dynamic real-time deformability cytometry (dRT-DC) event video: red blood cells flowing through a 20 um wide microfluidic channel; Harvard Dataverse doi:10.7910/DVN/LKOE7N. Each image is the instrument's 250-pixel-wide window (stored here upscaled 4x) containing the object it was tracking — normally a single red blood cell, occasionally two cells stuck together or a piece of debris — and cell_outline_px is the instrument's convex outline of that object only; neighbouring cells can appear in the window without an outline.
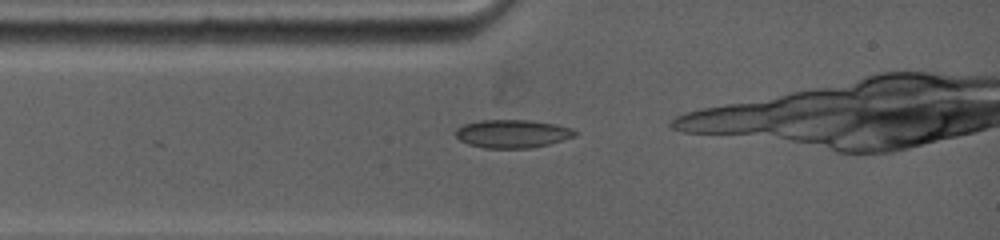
{"species": "common noctule bat (a hibernating species)", "species_latin": "Nyctalus noctula", "temperature_condition": "warm", "stored_images_in_passage": 3, "camera_frame_rate_fps": 5000, "um_per_image_px": 0.085, "animal": {"sex": "female", "body_mass_g": 19.0, "forearm_length_mm": 53.3}, "frame": {"image": 1, "passage_image": 1, "time_ms": 0.0, "image_size_px": [1000, 240], "cell_outline_px": [[576, 136], [548, 144], [528, 148], [484, 148], [468, 144], [460, 140], [456, 136], [456, 128], [464, 124], [480, 120], [528, 120], [552, 124], [568, 128], [576, 132]], "centroid_in_image_um": [43.49, 11.37], "position_along_channel_um": 41.5, "area_um2": 19.31}}